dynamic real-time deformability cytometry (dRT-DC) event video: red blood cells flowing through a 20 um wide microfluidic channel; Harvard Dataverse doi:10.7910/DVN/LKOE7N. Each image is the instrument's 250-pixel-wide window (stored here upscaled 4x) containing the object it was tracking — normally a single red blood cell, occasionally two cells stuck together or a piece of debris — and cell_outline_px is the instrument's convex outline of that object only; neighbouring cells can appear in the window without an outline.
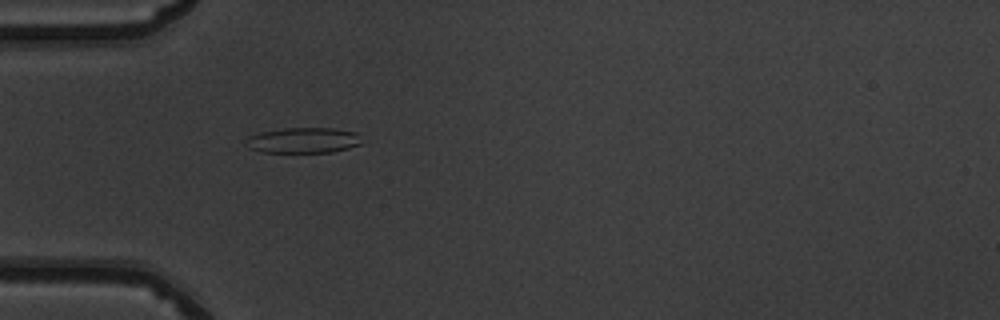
{"species": "common noctule bat (a hibernating species)", "species_latin": "Nyctalus noctula", "temperature_condition": "warm", "stored_images_in_passage": 5, "camera_frame_rate_fps": 3000, "um_per_image_px": 0.085, "animal": {"sex": "male", "body_mass_g": 19.5, "forearm_length_mm": 54.6}, "frame": {"image": 1, "passage_image": 1, "time_ms": 0.0, "image_size_px": [1000, 320], "cell_outline_px": [[364, 144], [332, 152], [260, 152], [248, 148], [244, 144], [244, 140], [248, 136], [260, 132], [284, 128], [332, 128], [356, 132]], "centroid_in_image_um": [25.75, 11.93], "position_along_channel_um": 59.3, "area_um2": 17.46}}